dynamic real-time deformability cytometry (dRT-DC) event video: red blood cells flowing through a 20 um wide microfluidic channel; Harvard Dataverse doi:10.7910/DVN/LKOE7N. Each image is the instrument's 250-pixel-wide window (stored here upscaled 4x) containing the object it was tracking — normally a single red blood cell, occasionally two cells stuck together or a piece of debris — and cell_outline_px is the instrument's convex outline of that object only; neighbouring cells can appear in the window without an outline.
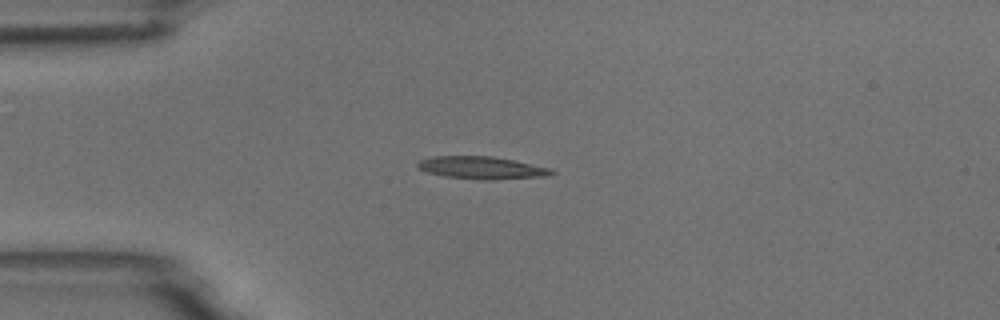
{"species": "common noctule bat (a hibernating species)", "species_latin": "Nyctalus noctula", "temperature_condition": "room temperature", "stored_images_in_passage": 7, "camera_frame_rate_fps": 3000, "um_per_image_px": 0.085, "animal": {"sex": "male", "body_mass_g": 18.8}, "frame": {"image": 1, "passage_image": 1, "time_ms": 0.0, "image_size_px": [1000, 320], "cell_outline_px": [[556, 172], [548, 176], [492, 180], [480, 180], [444, 176], [428, 172], [420, 168], [416, 164], [420, 160], [432, 156], [492, 156], [552, 168]], "centroid_in_image_um": [40.98, 14.26], "position_along_channel_um": 44.0, "area_um2": 17.57}}
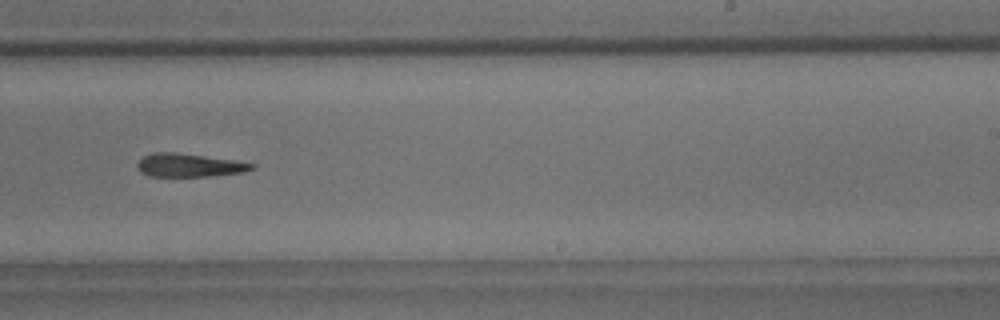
{"frame": {"image": 2, "passage_image": 7, "time_ms": 6.667, "image_size_px": [1000, 320], "cell_outline_px": [[256, 168], [244, 172], [208, 176], [148, 176], [140, 172], [136, 164], [144, 156], [156, 152], [172, 152], [232, 160], [256, 164]], "centroid_in_image_um": [16.08, 14.05], "position_along_channel_um": 272.9, "area_um2": 15.32}}